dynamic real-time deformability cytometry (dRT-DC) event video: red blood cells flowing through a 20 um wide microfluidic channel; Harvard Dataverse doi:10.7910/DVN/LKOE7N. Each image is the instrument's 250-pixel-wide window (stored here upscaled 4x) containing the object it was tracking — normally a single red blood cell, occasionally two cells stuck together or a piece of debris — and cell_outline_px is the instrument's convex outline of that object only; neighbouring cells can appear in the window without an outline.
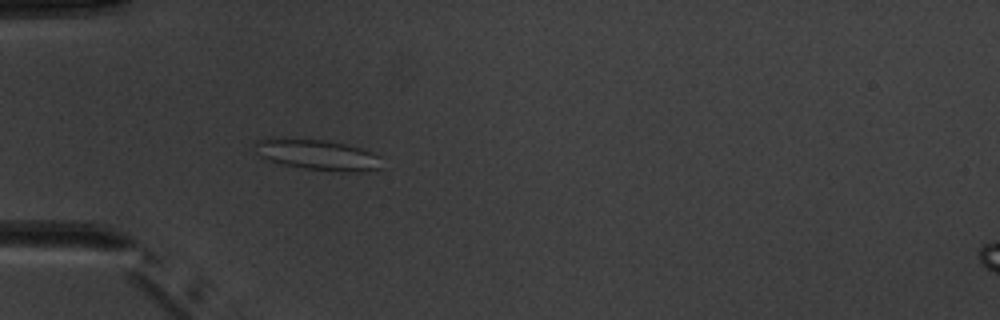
{"species": "common noctule bat (a hibernating species)", "species_latin": "Nyctalus noctula", "temperature_condition": "warm", "stored_images_in_passage": 4, "camera_frame_rate_fps": 3000, "um_per_image_px": 0.085, "animal": {"sex": "male", "body_mass_g": 20.1, "forearm_length_mm": 53.5}, "frame": {"image": 1, "passage_image": 4, "time_ms": 3.667, "image_size_px": [1000, 320], "cell_outline_px": [[384, 168], [368, 172], [340, 172], [304, 168], [280, 164], [268, 160], [260, 156], [256, 152], [252, 144], [256, 140], [268, 136], [280, 136], [328, 140], [364, 148], [380, 156]], "centroid_in_image_um": [26.98, 13.13], "position_along_channel_um": 58.0, "area_um2": 23.93}}